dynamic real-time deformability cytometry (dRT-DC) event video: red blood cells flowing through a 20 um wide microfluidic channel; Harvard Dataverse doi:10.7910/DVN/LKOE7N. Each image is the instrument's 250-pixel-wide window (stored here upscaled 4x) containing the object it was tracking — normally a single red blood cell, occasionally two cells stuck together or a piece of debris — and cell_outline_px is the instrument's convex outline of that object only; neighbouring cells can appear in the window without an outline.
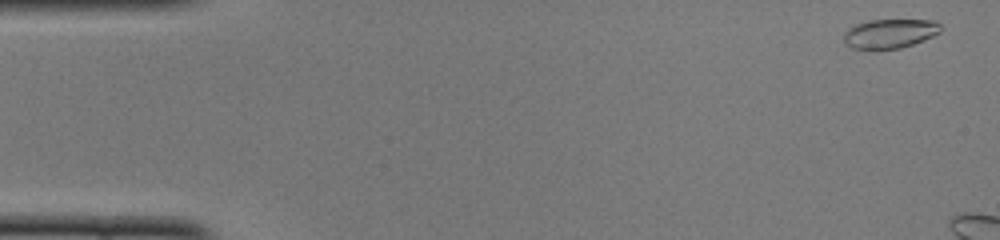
{"species": "common noctule bat (a hibernating species)", "species_latin": "Nyctalus noctula", "temperature_condition": "cold", "stored_images_in_passage": 43, "camera_frame_rate_fps": 3000, "um_per_image_px": 0.085, "animal": {"sex": "female", "body_mass_g": 22.0, "forearm_length_mm": 56.7}, "frame": {"image": 1, "passage_image": 1, "time_ms": 0.0, "image_size_px": [1000, 240], "cell_outline_px": [[940, 32], [932, 36], [912, 44], [900, 48], [876, 52], [868, 52], [852, 48], [844, 44], [844, 32], [848, 28], [856, 24], [868, 20], [936, 20], [940, 24]], "centroid_in_image_um": [75.55, 2.9], "position_along_channel_um": 9.4, "area_um2": 17.11}}
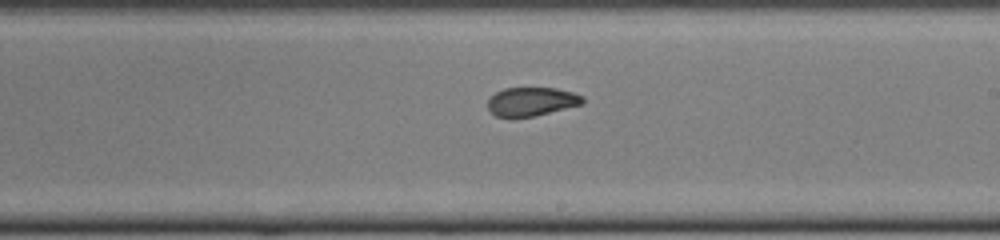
{"frame": {"image": 2, "passage_image": 28, "time_ms": 9.0, "image_size_px": [1000, 240], "cell_outline_px": [[584, 104], [536, 116], [496, 116], [488, 108], [488, 100], [496, 92], [504, 88], [556, 88], [572, 92], [584, 96]], "centroid_in_image_um": [45.23, 8.62], "position_along_channel_um": 243.8, "area_um2": 15.78}}
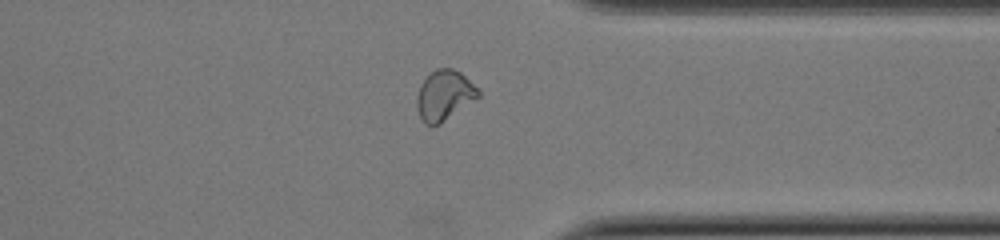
{"frame": {"image": 3, "passage_image": 38, "time_ms": 12.333, "image_size_px": [1000, 240], "cell_outline_px": [[480, 96], [440, 124], [432, 128], [424, 124], [420, 120], [416, 108], [416, 96], [420, 84], [436, 68], [452, 68], [460, 72], [480, 88]], "centroid_in_image_um": [37.75, 8.13], "position_along_channel_um": 373.7, "area_um2": 18.32}, "authors_computed_cell_mechanics": {"area_um2": 16.9932, "velocity_mm_per_s": 3.9972, "shape_relaxation_time_tau1_ms": 6.1454, "shape_relaxation_time_tau2_ms": 1.2813, "deformation_change_tau1": 0.1749, "deformation_change_tau2": 0.062}}